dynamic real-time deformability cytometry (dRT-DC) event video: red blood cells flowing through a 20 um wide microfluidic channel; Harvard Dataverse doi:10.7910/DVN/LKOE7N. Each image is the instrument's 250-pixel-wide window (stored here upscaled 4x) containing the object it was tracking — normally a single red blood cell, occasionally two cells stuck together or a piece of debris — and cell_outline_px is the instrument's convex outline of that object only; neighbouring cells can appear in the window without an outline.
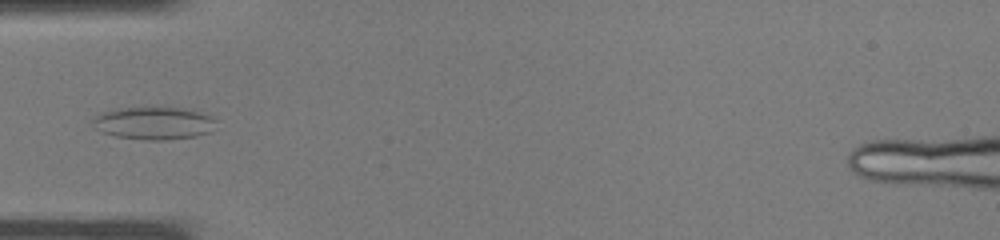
{"species": "common noctule bat (a hibernating species)", "species_latin": "Nyctalus noctula", "temperature_condition": "warm", "stored_images_in_passage": 28, "camera_frame_rate_fps": 3000, "um_per_image_px": 0.085, "animal": {"sex": "male", "body_mass_g": 19.0, "forearm_length_mm": 50.8}, "frame": {"image": 1, "passage_image": 3, "time_ms": 0.667, "image_size_px": [1000, 240], "cell_outline_px": [[216, 120], [212, 132], [196, 136], [164, 140], [148, 140], [116, 136], [100, 132], [92, 124], [92, 116], [100, 112], [116, 108], [176, 108], [200, 112], [212, 116]], "centroid_in_image_um": [13.04, 10.47], "position_along_channel_um": 72.0, "area_um2": 23.52}}
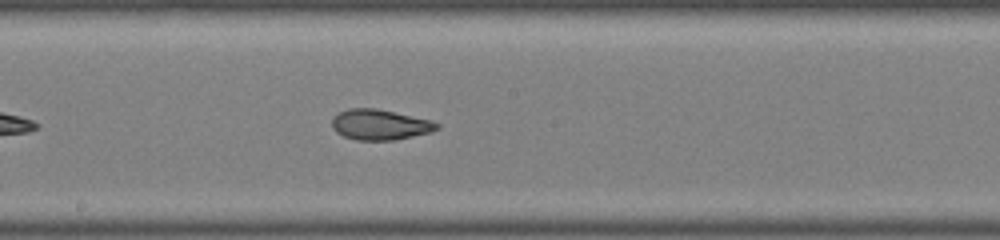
{"frame": {"image": 2, "passage_image": 11, "time_ms": 3.333, "image_size_px": [1000, 240], "cell_outline_px": [[440, 128], [432, 132], [396, 140], [356, 140], [344, 136], [336, 132], [332, 128], [332, 116], [348, 108], [376, 108], [432, 120], [440, 124]], "centroid_in_image_um": [32.31, 10.59], "position_along_channel_um": 215.9, "area_um2": 18.84}}
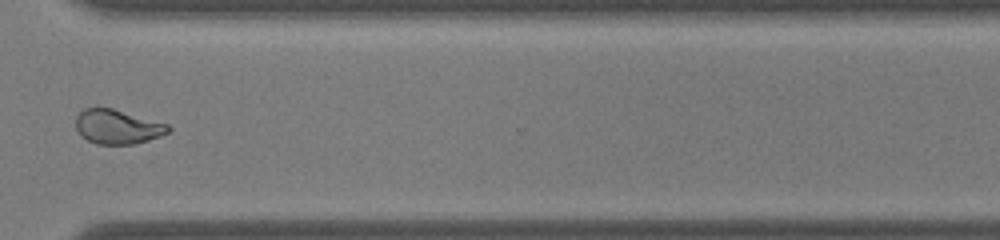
{"frame": {"image": 3, "passage_image": 19, "time_ms": 6.0, "image_size_px": [1000, 240], "cell_outline_px": [[172, 128], [168, 132], [160, 136], [136, 144], [96, 144], [80, 136], [76, 128], [76, 116], [84, 108], [112, 108], [168, 124]], "centroid_in_image_um": [9.98, 10.78], "position_along_channel_um": 360.6, "area_um2": 18.5}}